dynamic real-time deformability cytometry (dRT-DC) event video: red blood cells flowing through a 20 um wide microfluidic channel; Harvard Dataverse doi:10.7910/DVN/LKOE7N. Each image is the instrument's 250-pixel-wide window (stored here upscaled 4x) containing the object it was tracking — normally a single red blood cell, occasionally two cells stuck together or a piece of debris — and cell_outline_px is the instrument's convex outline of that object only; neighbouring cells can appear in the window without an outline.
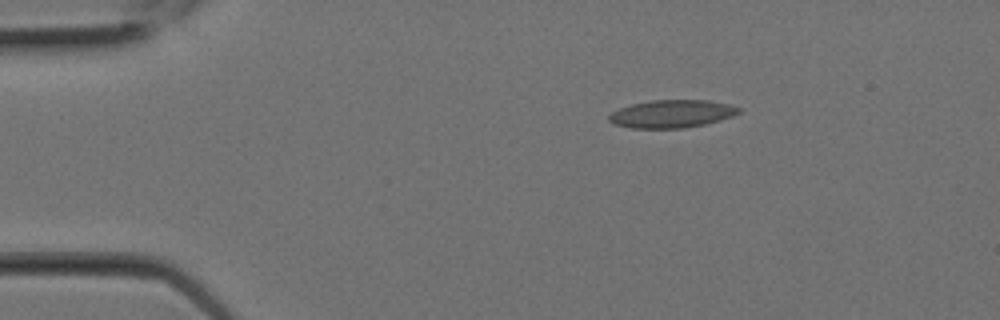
{"species": "Egyptian fruit bat (a non-hibernating species)", "species_latin": "Rousettus aegyptiacus", "temperature_condition": "room temperature", "stored_images_in_passage": 2, "camera_frame_rate_fps": 3000, "um_per_image_px": 0.085, "animal": {"sex": "female"}, "frame": {"image": 1, "passage_image": 1, "time_ms": 0.0, "image_size_px": [1000, 320], "cell_outline_px": [[740, 112], [732, 116], [720, 120], [704, 124], [684, 128], [632, 128], [612, 124], [608, 120], [608, 116], [612, 112], [620, 108], [632, 104], [652, 100], [708, 100], [728, 104], [740, 108]], "centroid_in_image_um": [57.08, 9.68], "position_along_channel_um": 27.9, "area_um2": 20.98}}
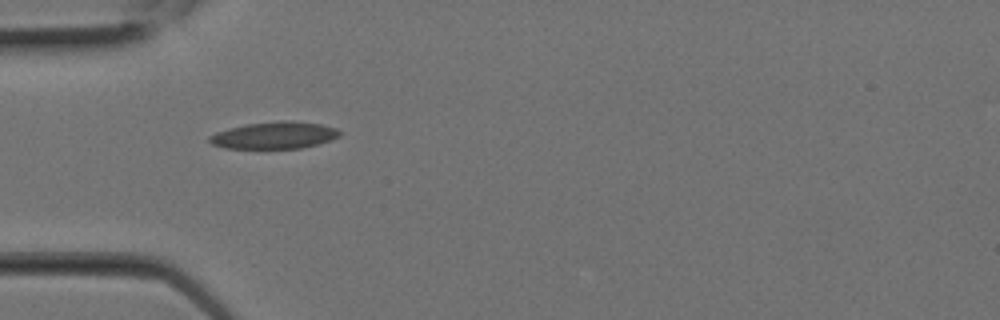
{"frame": {"image": 2, "passage_image": 2, "time_ms": 0.333, "image_size_px": [1000, 320], "cell_outline_px": [[340, 136], [332, 140], [300, 148], [224, 148], [212, 144], [208, 140], [208, 136], [216, 132], [248, 124], [284, 120], [320, 124], [336, 128], [340, 132]], "centroid_in_image_um": [23.32, 11.5], "position_along_channel_um": 61.7, "area_um2": 20.17}}